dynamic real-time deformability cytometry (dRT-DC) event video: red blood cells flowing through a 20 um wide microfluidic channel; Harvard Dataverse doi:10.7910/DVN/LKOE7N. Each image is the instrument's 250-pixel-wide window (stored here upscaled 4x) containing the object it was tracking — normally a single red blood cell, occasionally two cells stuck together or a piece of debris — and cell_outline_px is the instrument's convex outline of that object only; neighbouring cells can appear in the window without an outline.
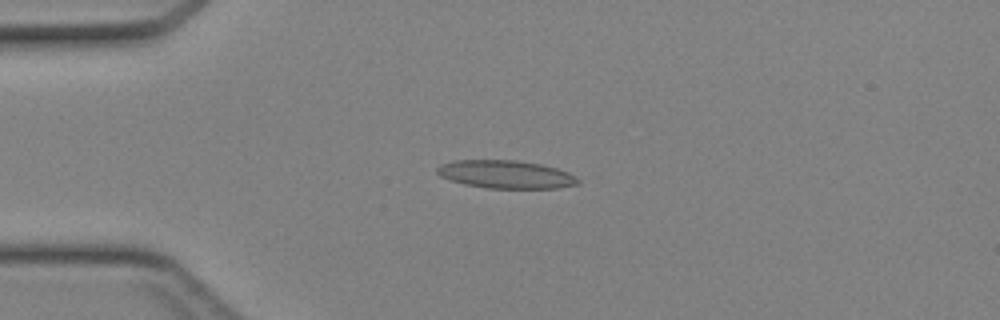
{"species": "Egyptian fruit bat (a non-hibernating species)", "species_latin": "Rousettus aegyptiacus", "temperature_condition": "cold", "stored_images_in_passage": 43, "camera_frame_rate_fps": 3000, "um_per_image_px": 0.085, "animal": {"sex": "female"}, "frame": {"image": 1, "passage_image": 10, "time_ms": 3.0, "image_size_px": [1000, 320], "cell_outline_px": [[580, 184], [556, 188], [488, 188], [464, 184], [440, 176], [436, 172], [436, 168], [440, 164], [452, 160], [516, 160], [540, 164], [556, 168], [568, 172], [576, 176], [580, 180]], "centroid_in_image_um": [43.0, 14.82], "position_along_channel_um": 42.0, "area_um2": 23.06}}
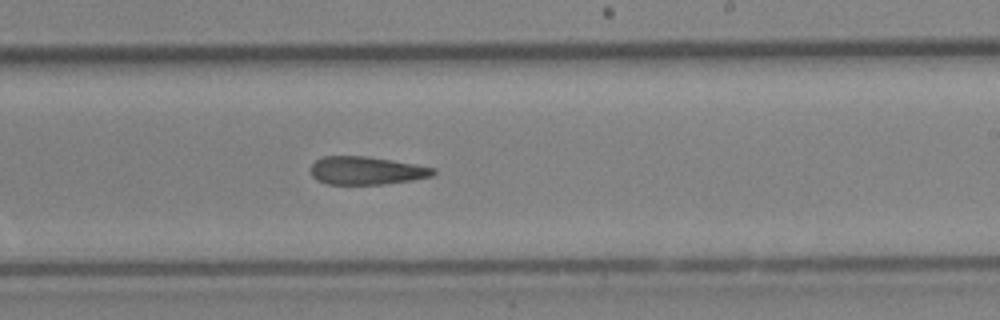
{"frame": {"image": 2, "passage_image": 26, "time_ms": 8.333, "image_size_px": [1000, 320], "cell_outline_px": [[436, 172], [432, 176], [412, 180], [384, 184], [328, 184], [316, 180], [312, 176], [312, 164], [316, 160], [324, 156], [364, 156], [392, 160], [436, 168]], "centroid_in_image_um": [31.15, 14.5], "position_along_channel_um": 257.8, "area_um2": 19.94}}
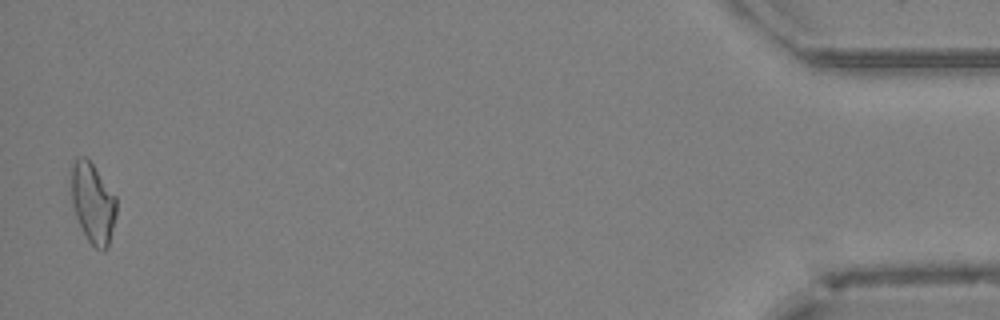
{"frame": {"image": 3, "passage_image": 43, "time_ms": 14.0, "image_size_px": [1000, 320], "cell_outline_px": [[116, 216], [108, 248], [104, 252], [96, 248], [88, 240], [76, 216], [72, 204], [72, 164], [76, 156], [84, 156], [92, 164], [116, 196]], "centroid_in_image_um": [7.91, 17.27], "position_along_channel_um": 427.3, "area_um2": 20.92}}